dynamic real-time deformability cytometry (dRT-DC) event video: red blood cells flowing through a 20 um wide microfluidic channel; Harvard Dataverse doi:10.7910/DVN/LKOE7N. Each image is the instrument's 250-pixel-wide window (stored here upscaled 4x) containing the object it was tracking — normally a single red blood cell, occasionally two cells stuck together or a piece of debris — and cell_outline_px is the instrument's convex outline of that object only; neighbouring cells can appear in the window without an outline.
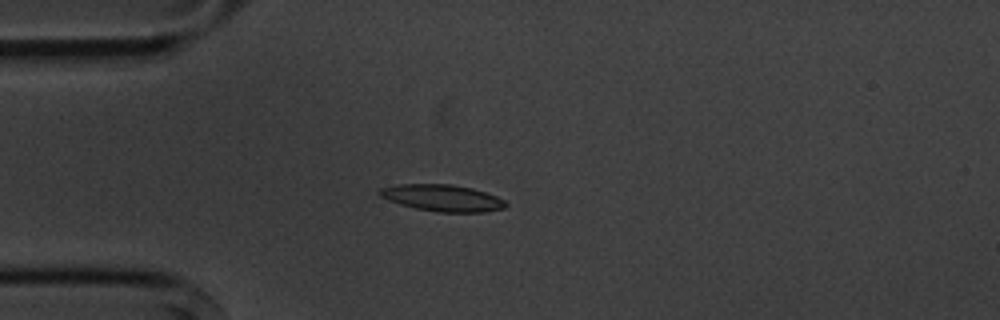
{"species": "common noctule bat (a hibernating species)", "species_latin": "Nyctalus noctula", "temperature_condition": "cold", "stored_images_in_passage": 8, "camera_frame_rate_fps": 3000, "um_per_image_px": 0.085, "animal": {"sex": "male", "body_mass_g": 20.1, "forearm_length_mm": 53.5}, "frame": {"image": 1, "passage_image": 4, "time_ms": 3.667, "image_size_px": [1000, 320], "cell_outline_px": [[508, 204], [504, 208], [484, 212], [436, 212], [416, 208], [400, 204], [388, 200], [380, 196], [376, 192], [380, 188], [396, 184], [452, 184], [472, 188], [496, 196], [504, 200]], "centroid_in_image_um": [37.57, 16.82], "position_along_channel_um": 47.4, "area_um2": 19.65}}
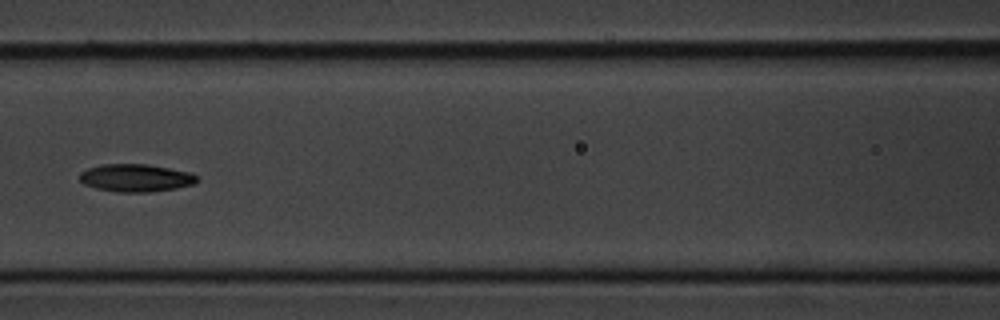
{"frame": {"image": 2, "passage_image": 7, "time_ms": 7.0, "image_size_px": [1000, 320], "cell_outline_px": [[200, 180], [192, 184], [176, 188], [152, 192], [116, 192], [96, 188], [84, 184], [80, 180], [80, 172], [88, 168], [100, 164], [148, 164], [192, 172], [200, 176]], "centroid_in_image_um": [11.58, 15.11], "position_along_channel_um": 155.0, "area_um2": 19.19}}
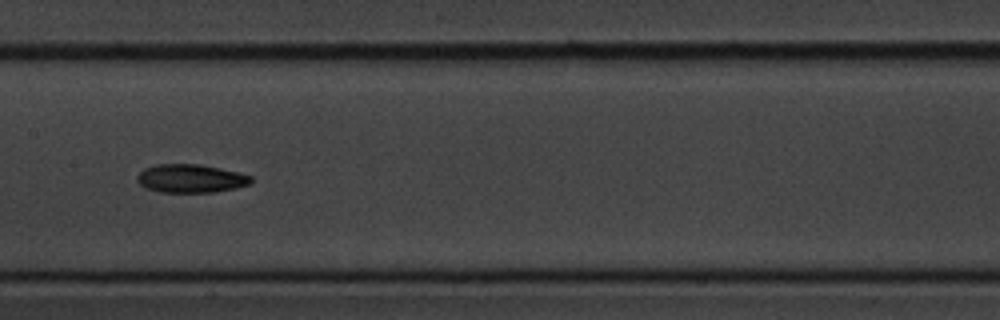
{"frame": {"image": 3, "passage_image": 8, "time_ms": 8.0, "image_size_px": [1000, 320], "cell_outline_px": [[252, 184], [236, 188], [216, 192], [160, 192], [144, 188], [136, 180], [136, 176], [144, 168], [156, 164], [200, 164], [220, 168], [252, 176]], "centroid_in_image_um": [16.2, 15.17], "position_along_channel_um": 191.2, "area_um2": 19.02}}